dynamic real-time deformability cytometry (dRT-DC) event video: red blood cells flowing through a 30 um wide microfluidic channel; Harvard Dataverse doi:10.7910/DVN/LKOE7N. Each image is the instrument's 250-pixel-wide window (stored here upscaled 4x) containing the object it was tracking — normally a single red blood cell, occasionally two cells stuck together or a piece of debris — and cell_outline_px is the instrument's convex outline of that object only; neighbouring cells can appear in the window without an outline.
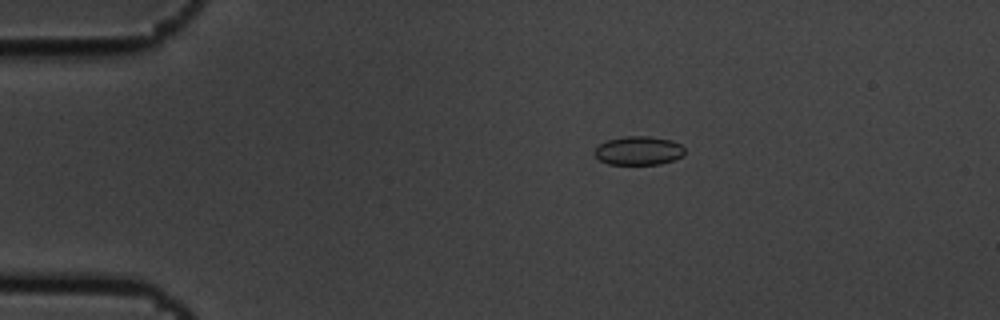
{"species": "common noctule bat (a hibernating species)", "species_latin": "Nyctalus noctula", "temperature_condition": "cold", "stored_images_in_passage": 4, "camera_frame_rate_fps": 3000, "um_per_image_px": 0.085, "animal": {"sex": "male", "body_mass_g": 19.5, "forearm_length_mm": 54.6}, "frame": {"image": 1, "passage_image": 2, "time_ms": 0.333, "image_size_px": [1000, 320], "cell_outline_px": [[684, 152], [680, 156], [672, 160], [660, 164], [608, 164], [600, 160], [592, 152], [600, 144], [608, 140], [624, 136], [648, 136], [672, 140], [680, 144], [684, 148]], "centroid_in_image_um": [54.26, 12.8], "position_along_channel_um": 30.7, "area_um2": 14.97}}
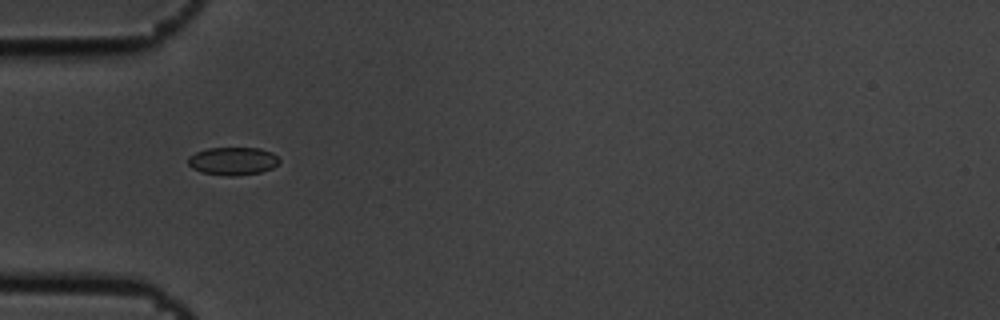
{"frame": {"image": 2, "passage_image": 4, "time_ms": 1.0, "image_size_px": [1000, 320], "cell_outline_px": [[280, 160], [272, 168], [260, 172], [232, 176], [228, 176], [200, 172], [192, 168], [188, 164], [188, 156], [196, 152], [208, 148], [260, 148], [272, 152]], "centroid_in_image_um": [19.76, 13.68], "position_along_channel_um": 65.2, "area_um2": 14.8}}